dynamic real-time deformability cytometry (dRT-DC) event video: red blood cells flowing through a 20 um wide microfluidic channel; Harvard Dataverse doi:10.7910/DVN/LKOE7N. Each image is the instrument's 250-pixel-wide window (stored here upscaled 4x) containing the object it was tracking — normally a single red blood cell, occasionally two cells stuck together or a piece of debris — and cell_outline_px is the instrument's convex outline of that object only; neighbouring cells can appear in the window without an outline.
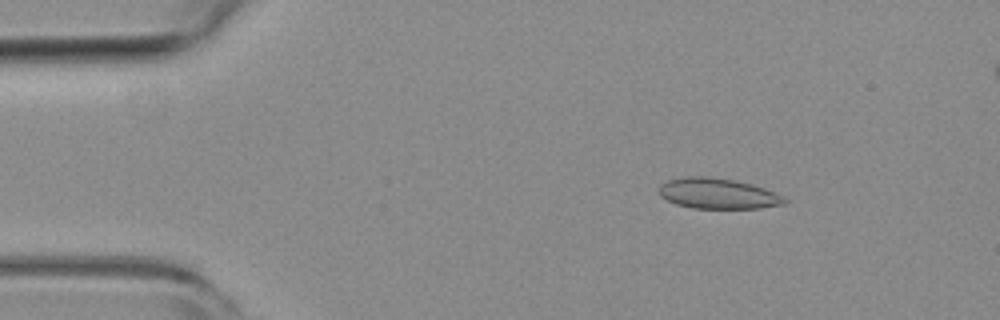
{"species": "common noctule bat (a hibernating species)", "species_latin": "Nyctalus noctula", "temperature_condition": "room temperature", "stored_images_in_passage": 54, "segment_of_instrument_passage": [1, 2], "camera_frame_rate_fps": 3000, "um_per_image_px": 0.085, "animal": {"sex": "female", "body_mass_g": 19.3, "forearm_length_mm": 54.1}, "frame": {"image": 1, "passage_image": 8, "time_ms": 2.333, "image_size_px": [1000, 320], "cell_outline_px": [[788, 200], [784, 204], [760, 208], [692, 208], [676, 204], [660, 196], [660, 184], [668, 180], [684, 176], [708, 176], [732, 180], [752, 184], [764, 188]], "centroid_in_image_um": [60.98, 16.45], "position_along_channel_um": 24.0, "area_um2": 22.14}}
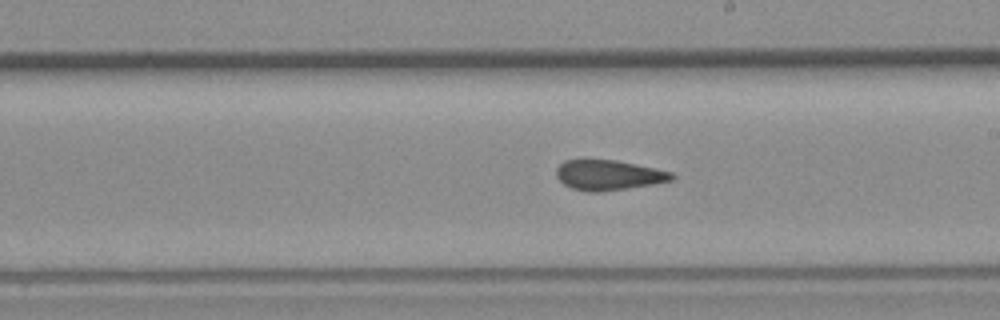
{"frame": {"image": 2, "passage_image": 30, "time_ms": 9.667, "image_size_px": [1000, 320], "cell_outline_px": [[676, 176], [672, 180], [652, 184], [600, 192], [588, 192], [572, 188], [564, 184], [556, 176], [556, 168], [564, 160], [616, 160], [672, 172]], "centroid_in_image_um": [51.7, 14.88], "position_along_channel_um": 237.3, "area_um2": 20.06}}
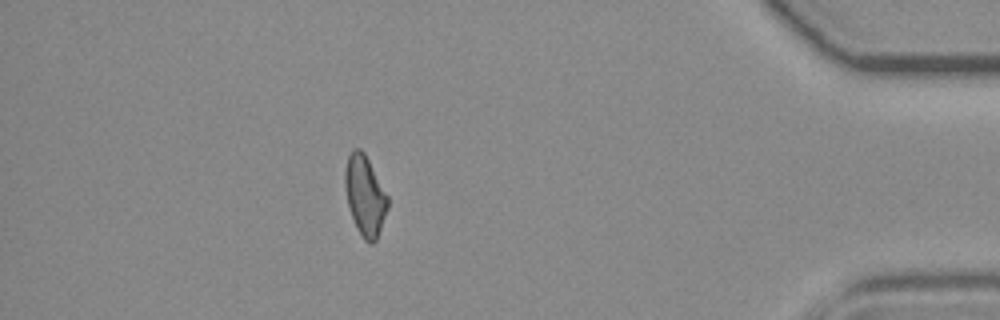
{"frame": {"image": 3, "passage_image": 47, "time_ms": 15.333, "image_size_px": [1000, 320], "cell_outline_px": [[388, 208], [376, 240], [372, 244], [368, 244], [364, 240], [356, 228], [348, 204], [344, 184], [344, 172], [348, 156], [352, 148], [360, 148], [364, 152], [388, 196]], "centroid_in_image_um": [31.01, 16.62], "position_along_channel_um": 404.2, "area_um2": 19.88}}